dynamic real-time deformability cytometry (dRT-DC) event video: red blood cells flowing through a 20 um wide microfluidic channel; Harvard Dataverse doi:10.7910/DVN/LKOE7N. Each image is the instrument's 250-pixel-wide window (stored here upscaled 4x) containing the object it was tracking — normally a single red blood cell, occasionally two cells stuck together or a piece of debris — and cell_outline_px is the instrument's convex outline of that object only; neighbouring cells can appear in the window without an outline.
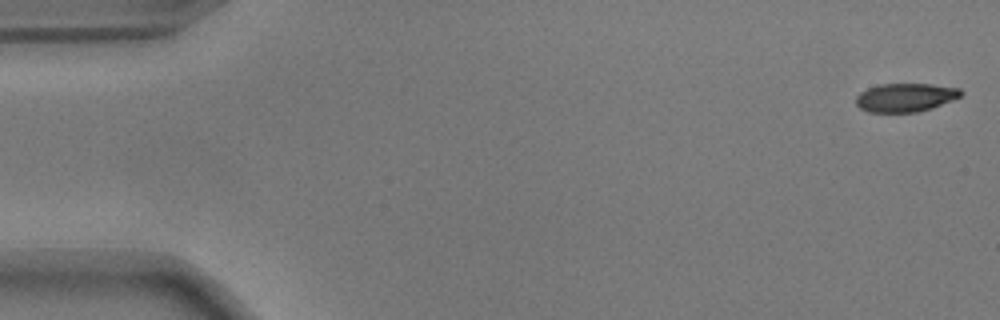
{"species": "common noctule bat (a hibernating species)", "species_latin": "Nyctalus noctula", "temperature_condition": "warm", "stored_images_in_passage": 54, "camera_frame_rate_fps": 3000, "um_per_image_px": 0.085, "animal": {"sex": "male", "body_mass_g": 17.9}, "frame": {"image": 1, "passage_image": 1, "time_ms": 0.0, "image_size_px": [1000, 320], "cell_outline_px": [[964, 92], [960, 96], [952, 100], [932, 108], [916, 112], [868, 112], [860, 108], [856, 104], [856, 96], [860, 92], [868, 88], [880, 84], [928, 84], [960, 88]], "centroid_in_image_um": [76.95, 8.28], "position_along_channel_um": 8.1, "area_um2": 17.4}}
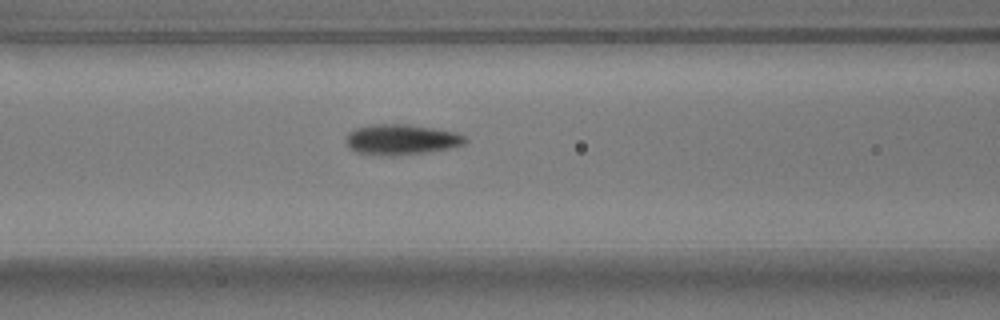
{"frame": {"image": 2, "passage_image": 22, "time_ms": 7.0, "image_size_px": [1000, 320], "cell_outline_px": [[468, 140], [464, 144], [448, 148], [424, 152], [356, 152], [348, 148], [344, 140], [348, 132], [356, 128], [372, 124], [408, 124], [456, 132], [464, 136]], "centroid_in_image_um": [34.1, 11.79], "position_along_channel_um": 132.5, "area_um2": 20.11}}
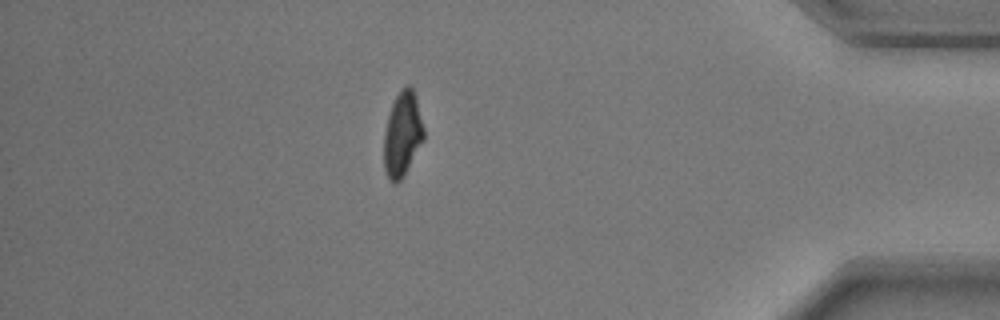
{"frame": {"image": 3, "passage_image": 47, "time_ms": 15.333, "image_size_px": [1000, 320], "cell_outline_px": [[424, 140], [404, 176], [396, 184], [388, 176], [384, 168], [384, 132], [388, 116], [392, 104], [400, 88], [408, 84], [412, 88], [416, 96], [424, 128]], "centroid_in_image_um": [34.22, 11.38], "position_along_channel_um": 401.0, "area_um2": 19.71}, "authors_computed_cell_mechanics": {"area_um2": 20.0277, "velocity_mm_per_s": 3.7106, "shape_relaxation_time_tau1_ms": 3.4918, "shape_relaxation_time_tau2_ms": 1.3763, "deformation_change_tau1": 0.1496, "deformation_change_tau2": 0.057}}